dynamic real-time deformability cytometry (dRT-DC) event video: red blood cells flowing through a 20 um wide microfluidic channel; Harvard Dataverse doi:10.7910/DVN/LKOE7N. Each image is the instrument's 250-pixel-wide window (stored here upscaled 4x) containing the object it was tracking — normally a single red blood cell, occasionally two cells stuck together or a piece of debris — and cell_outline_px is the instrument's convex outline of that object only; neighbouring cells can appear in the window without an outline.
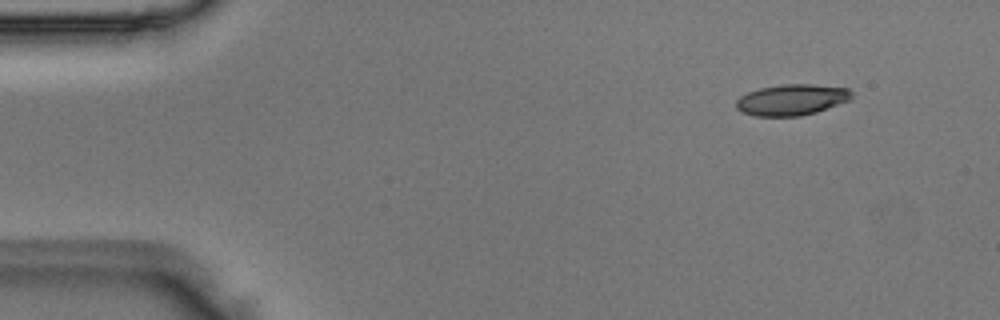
{"species": "Egyptian fruit bat (a non-hibernating species)", "species_latin": "Rousettus aegyptiacus", "temperature_condition": "room temperature", "stored_images_in_passage": 6, "camera_frame_rate_fps": 3000, "um_per_image_px": 0.085, "animal": {"sex": "male"}, "frame": {"image": 1, "passage_image": 2, "time_ms": 0.333, "image_size_px": [1000, 320], "cell_outline_px": [[852, 100], [816, 112], [800, 116], [756, 116], [744, 112], [736, 108], [736, 100], [740, 96], [748, 92], [760, 88], [780, 84], [812, 84], [848, 88], [852, 92]], "centroid_in_image_um": [67.32, 8.47], "position_along_channel_um": 17.7, "area_um2": 20.98}}
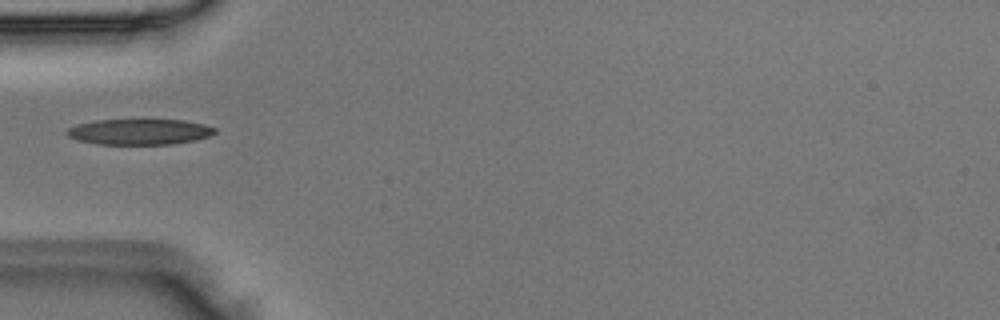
{"frame": {"image": 2, "passage_image": 5, "time_ms": 1.333, "image_size_px": [1000, 320], "cell_outline_px": [[216, 132], [208, 136], [196, 140], [172, 144], [96, 144], [76, 140], [68, 136], [64, 132], [68, 128], [76, 124], [96, 120], [184, 120], [204, 124], [216, 128]], "centroid_in_image_um": [11.82, 11.2], "position_along_channel_um": 73.2, "area_um2": 22.25}}